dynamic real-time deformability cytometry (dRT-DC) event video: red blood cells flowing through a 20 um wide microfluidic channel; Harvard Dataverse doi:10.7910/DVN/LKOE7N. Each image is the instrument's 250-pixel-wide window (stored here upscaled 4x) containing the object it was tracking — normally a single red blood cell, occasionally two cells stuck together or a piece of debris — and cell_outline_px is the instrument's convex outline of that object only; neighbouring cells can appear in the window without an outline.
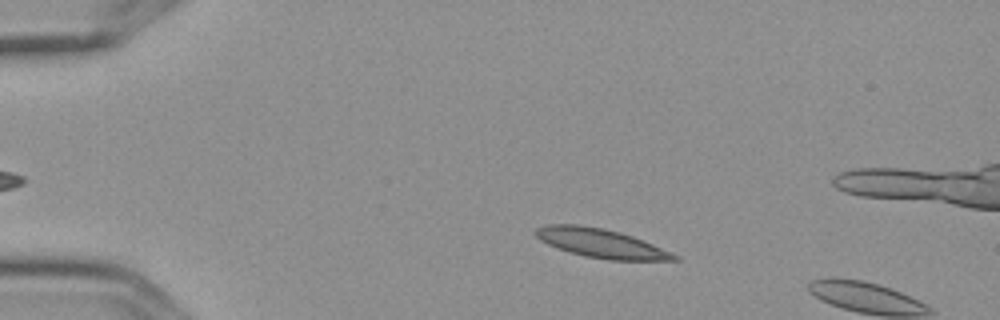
{"species": "Egyptian fruit bat (a non-hibernating species)", "species_latin": "Rousettus aegyptiacus", "temperature_condition": "cold", "stored_images_in_passage": 2, "camera_frame_rate_fps": 3000, "um_per_image_px": 0.085, "frame": {"image": 1, "passage_image": 1, "time_ms": 0.0, "image_size_px": [1000, 320], "cell_outline_px": [[680, 260], [608, 260], [584, 256], [568, 252], [556, 248], [540, 240], [532, 232], [536, 228], [548, 224], [580, 224], [604, 228], [620, 232], [632, 236], [652, 244], [680, 256]], "centroid_in_image_um": [51.04, 20.67], "position_along_channel_um": 34.0, "area_um2": 23.52}}